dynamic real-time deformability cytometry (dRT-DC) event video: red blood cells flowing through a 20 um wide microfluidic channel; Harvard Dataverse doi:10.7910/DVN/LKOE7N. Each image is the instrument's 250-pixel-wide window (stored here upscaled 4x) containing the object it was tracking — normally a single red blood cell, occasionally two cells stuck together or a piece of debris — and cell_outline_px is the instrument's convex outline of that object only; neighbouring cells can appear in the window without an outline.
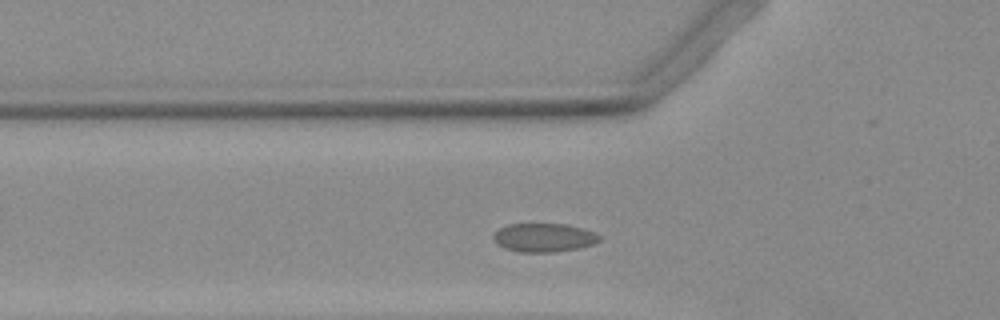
{"species": "Egyptian fruit bat (a non-hibernating species)", "species_latin": "Rousettus aegyptiacus", "temperature_condition": "warm", "stored_images_in_passage": 32, "camera_frame_rate_fps": 3000, "um_per_image_px": 0.085, "animal": {"sex": "female"}, "frame": {"image": 1, "passage_image": 8, "time_ms": 2.333, "image_size_px": [1000, 320], "cell_outline_px": [[600, 240], [592, 244], [580, 248], [552, 252], [520, 252], [504, 248], [496, 244], [492, 236], [500, 228], [508, 224], [564, 224], [580, 228], [592, 232], [600, 236]], "centroid_in_image_um": [46.19, 20.2], "position_along_channel_um": 79.6, "area_um2": 17.51}}
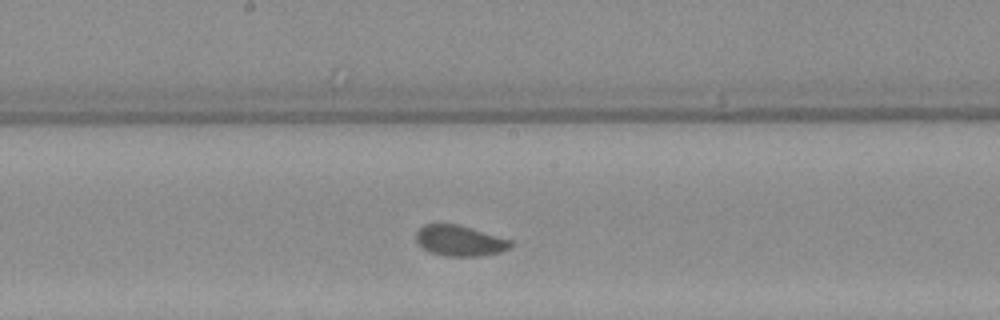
{"frame": {"image": 2, "passage_image": 18, "time_ms": 5.667, "image_size_px": [1000, 320], "cell_outline_px": [[512, 244], [508, 248], [500, 252], [480, 256], [444, 256], [432, 252], [424, 248], [416, 240], [416, 232], [424, 224], [456, 224], [512, 240]], "centroid_in_image_um": [39.07, 20.46], "position_along_channel_um": 209.1, "area_um2": 16.59}}
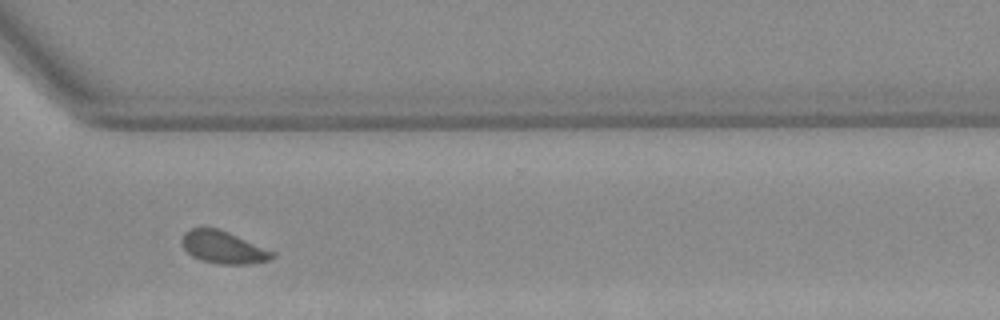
{"frame": {"image": 3, "passage_image": 29, "time_ms": 9.333, "image_size_px": [1000, 320], "cell_outline_px": [[276, 256], [268, 260], [248, 264], [220, 264], [200, 260], [192, 256], [184, 248], [180, 240], [184, 232], [188, 228], [216, 228], [228, 232], [276, 252]], "centroid_in_image_um": [18.97, 21.02], "position_along_channel_um": 351.6, "area_um2": 17.11}}